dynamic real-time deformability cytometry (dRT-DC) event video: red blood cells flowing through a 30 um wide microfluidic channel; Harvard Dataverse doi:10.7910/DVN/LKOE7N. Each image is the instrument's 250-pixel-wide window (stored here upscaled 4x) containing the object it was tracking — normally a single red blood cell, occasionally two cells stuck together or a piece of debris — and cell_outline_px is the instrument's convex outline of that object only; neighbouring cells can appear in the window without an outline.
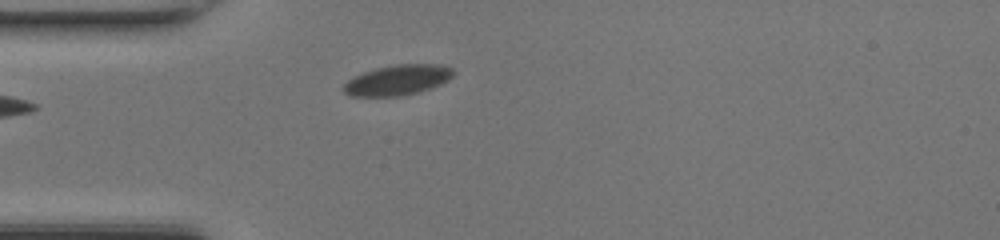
{"species": "common noctule bat (a hibernating species)", "species_latin": "Nyctalus noctula", "temperature_condition": "room temperature", "stored_images_in_passage": 38, "camera_frame_rate_fps": 3000, "um_per_image_px": 0.085, "animal": {"sex": "female", "body_mass_g": 17.0, "forearm_length_mm": 48.0}, "frame": {"image": 1, "passage_image": 1, "time_ms": 0.0, "image_size_px": [1000, 240], "cell_outline_px": [[452, 76], [448, 80], [440, 84], [416, 92], [400, 96], [352, 96], [344, 92], [344, 84], [348, 80], [364, 72], [376, 68], [400, 64], [436, 64], [452, 68]], "centroid_in_image_um": [33.78, 6.8], "position_along_channel_um": 51.2, "area_um2": 18.9}}
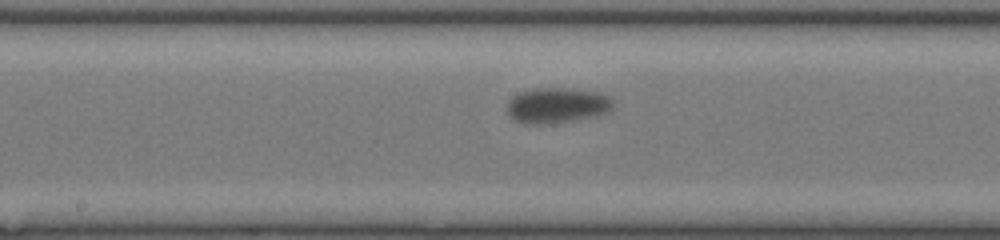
{"frame": {"image": 2, "passage_image": 13, "time_ms": 4.0, "image_size_px": [1000, 240], "cell_outline_px": [[612, 108], [604, 112], [572, 120], [548, 124], [528, 124], [516, 120], [508, 116], [508, 104], [520, 92], [536, 88], [564, 88], [596, 92], [608, 96], [612, 104]], "centroid_in_image_um": [47.29, 8.95], "position_along_channel_um": 200.9, "area_um2": 21.1}}
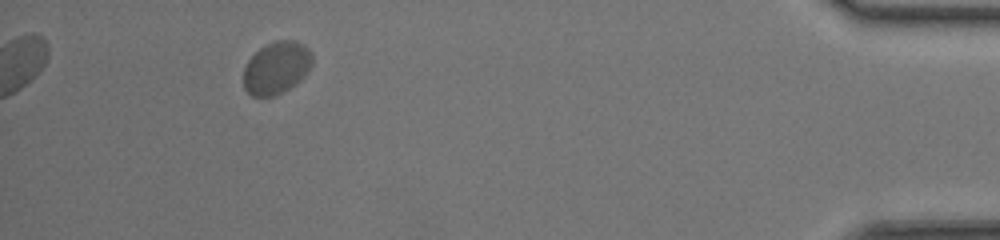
{"frame": {"image": 3, "passage_image": 34, "time_ms": 11.0, "image_size_px": [1000, 240], "cell_outline_px": [[312, 64], [304, 76], [288, 88], [272, 96], [252, 96], [244, 88], [244, 68], [248, 60], [260, 48], [276, 40], [296, 40], [304, 44], [308, 48], [312, 56]], "centroid_in_image_um": [23.5, 5.74], "position_along_channel_um": 411.7, "area_um2": 20.69}, "authors_computed_cell_mechanics": {"area_um2": 20.4901, "velocity_mm_per_s": 3.9964, "shape_relaxation_time_tau1_ms": 2.2087, "shape_relaxation_time_tau2_ms": null, "deformation_change_tau1": 0.0841, "deformation_change_tau2": null}}